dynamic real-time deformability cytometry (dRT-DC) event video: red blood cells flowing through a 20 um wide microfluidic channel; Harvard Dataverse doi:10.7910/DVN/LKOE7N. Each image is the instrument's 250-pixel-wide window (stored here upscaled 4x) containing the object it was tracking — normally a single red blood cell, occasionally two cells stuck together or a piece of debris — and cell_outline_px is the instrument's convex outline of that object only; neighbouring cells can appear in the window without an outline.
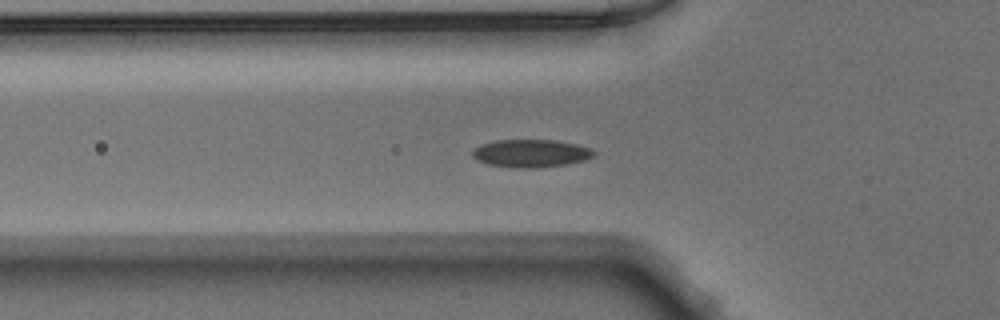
{"species": "Egyptian fruit bat (a non-hibernating species)", "species_latin": "Rousettus aegyptiacus", "temperature_condition": "warm", "stored_images_in_passage": 39, "camera_frame_rate_fps": 3000, "um_per_image_px": 0.085, "animal": {"sex": "male"}, "frame": {"image": 1, "passage_image": 6, "time_ms": 1.667, "image_size_px": [1000, 320], "cell_outline_px": [[596, 152], [592, 156], [584, 160], [568, 164], [536, 168], [520, 168], [488, 164], [476, 160], [472, 156], [472, 148], [480, 144], [496, 140], [556, 140], [576, 144], [592, 148]], "centroid_in_image_um": [45.11, 13.03], "position_along_channel_um": 80.7, "area_um2": 19.83}}
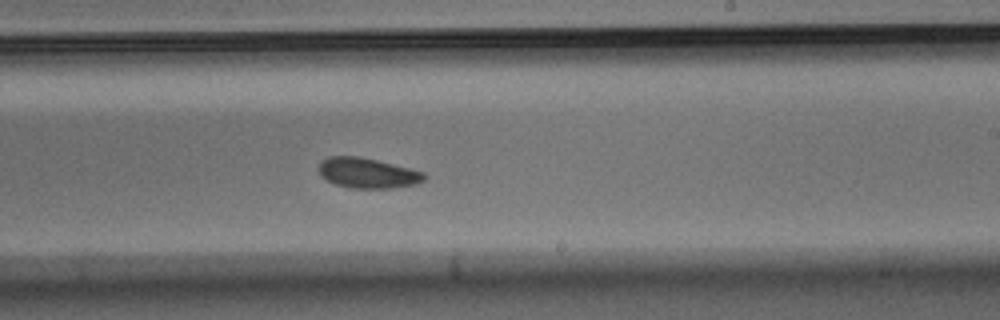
{"frame": {"image": 2, "passage_image": 19, "time_ms": 6.0, "image_size_px": [1000, 320], "cell_outline_px": [[428, 176], [424, 180], [416, 184], [392, 188], [352, 188], [336, 184], [320, 176], [316, 168], [320, 160], [328, 156], [360, 156], [424, 172]], "centroid_in_image_um": [31.19, 14.7], "position_along_channel_um": 257.8, "area_um2": 18.73}}
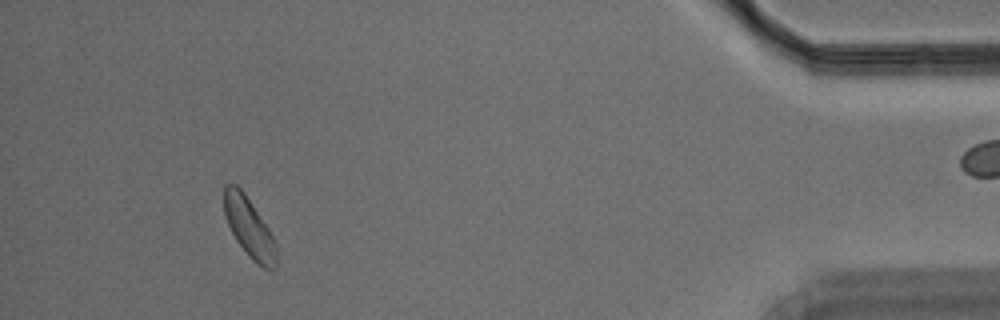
{"frame": {"image": 3, "passage_image": 35, "time_ms": 11.333, "image_size_px": [1000, 320], "cell_outline_px": [[276, 268], [264, 268], [256, 264], [248, 256], [236, 240], [224, 216], [224, 184], [236, 184], [244, 192], [268, 228], [276, 244]], "centroid_in_image_um": [21.16, 19.34], "position_along_channel_um": 414.0, "area_um2": 18.03}}